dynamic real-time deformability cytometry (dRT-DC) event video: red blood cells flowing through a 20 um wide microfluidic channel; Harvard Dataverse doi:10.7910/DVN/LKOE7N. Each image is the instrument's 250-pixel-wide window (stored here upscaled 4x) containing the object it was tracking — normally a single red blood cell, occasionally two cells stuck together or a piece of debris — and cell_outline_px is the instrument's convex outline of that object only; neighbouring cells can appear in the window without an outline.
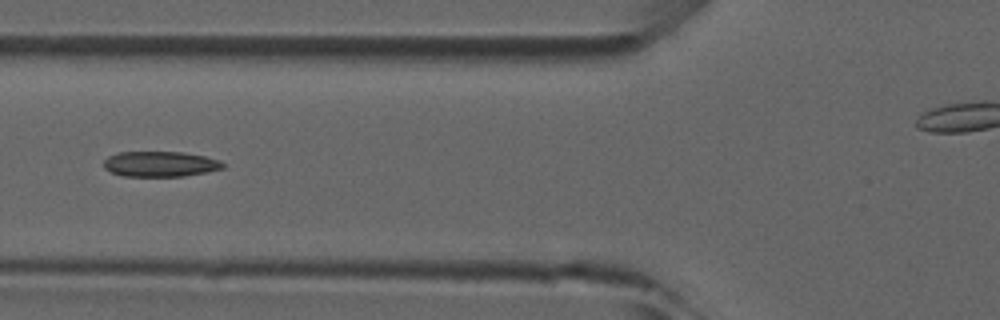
{"species": "common noctule bat (a hibernating species)", "species_latin": "Nyctalus noctula", "temperature_condition": "room temperature", "stored_images_in_passage": 43, "camera_frame_rate_fps": 3000, "um_per_image_px": 0.085, "animal": {"sex": "male", "forearm_length_mm": 52.5}, "frame": {"image": 1, "passage_image": 19, "time_ms": 6.0, "image_size_px": [1000, 320], "cell_outline_px": [[224, 168], [208, 172], [184, 176], [124, 176], [112, 172], [104, 168], [104, 160], [108, 156], [120, 152], [184, 152], [204, 156], [220, 160], [224, 164]], "centroid_in_image_um": [13.64, 13.94], "position_along_channel_um": 112.2, "area_um2": 17.63}}